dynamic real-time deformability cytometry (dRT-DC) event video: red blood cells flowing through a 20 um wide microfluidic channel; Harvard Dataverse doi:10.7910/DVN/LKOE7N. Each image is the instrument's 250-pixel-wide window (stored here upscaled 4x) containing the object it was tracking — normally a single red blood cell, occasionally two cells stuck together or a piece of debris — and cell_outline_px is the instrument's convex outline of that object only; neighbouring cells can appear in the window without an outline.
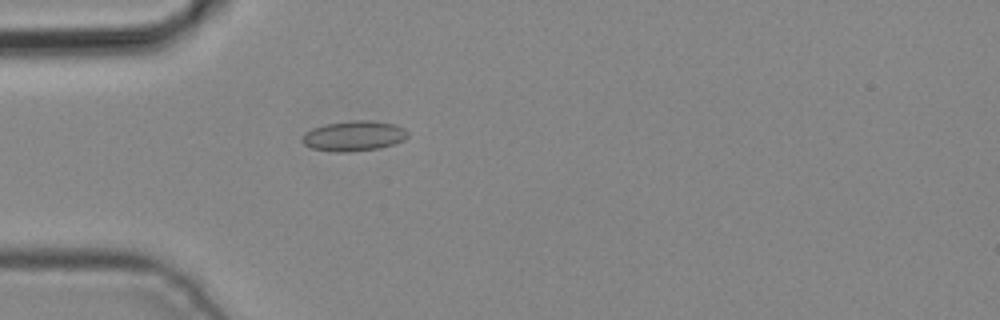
{"species": "common noctule bat (a hibernating species)", "species_latin": "Nyctalus noctula", "temperature_condition": "cold", "stored_images_in_passage": 4, "camera_frame_rate_fps": 3000, "um_per_image_px": 0.085, "animal": {"sex": "male", "body_mass_g": 19.2, "forearm_length_mm": 51.8}, "frame": {"image": 1, "passage_image": 4, "time_ms": 1.0, "image_size_px": [1000, 320], "cell_outline_px": [[408, 136], [404, 140], [380, 148], [348, 152], [336, 152], [312, 148], [304, 144], [300, 140], [304, 132], [312, 128], [324, 124], [348, 120], [372, 120], [392, 124], [404, 128], [408, 132]], "centroid_in_image_um": [30.04, 11.54], "position_along_channel_um": 55.0, "area_um2": 18.73}}